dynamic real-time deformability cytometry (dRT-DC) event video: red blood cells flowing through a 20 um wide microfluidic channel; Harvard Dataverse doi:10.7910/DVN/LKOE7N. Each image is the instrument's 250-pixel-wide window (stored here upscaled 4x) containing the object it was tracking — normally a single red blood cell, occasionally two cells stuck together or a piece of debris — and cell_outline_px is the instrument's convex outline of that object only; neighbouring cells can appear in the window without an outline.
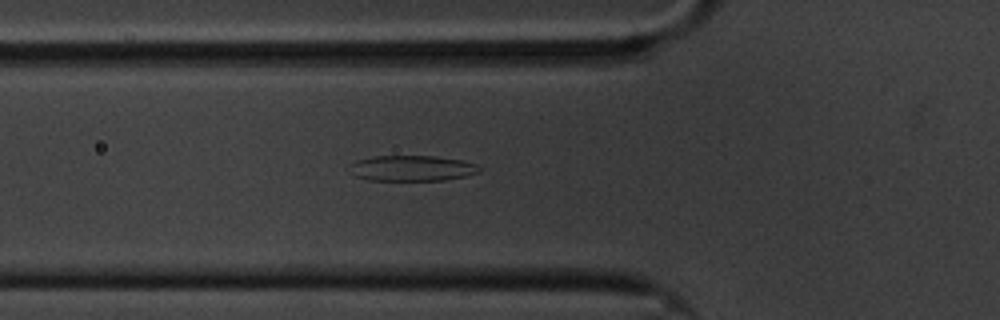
{"species": "common noctule bat (a hibernating species)", "species_latin": "Nyctalus noctula", "temperature_condition": "cold", "stored_images_in_passage": 59, "segment_of_instrument_passage": [1, 2], "camera_frame_rate_fps": 3000, "um_per_image_px": 0.085, "animal": {"sex": "male", "body_mass_g": 20.1, "forearm_length_mm": 53.5}, "frame": {"image": 1, "passage_image": 21, "time_ms": 6.667, "image_size_px": [1000, 320], "cell_outline_px": [[480, 172], [464, 176], [444, 180], [368, 180], [356, 176], [348, 172], [348, 164], [356, 160], [376, 156], [436, 156], [460, 160], [476, 164], [480, 168]], "centroid_in_image_um": [34.95, 14.3], "position_along_channel_um": 90.9, "area_um2": 19.42}}
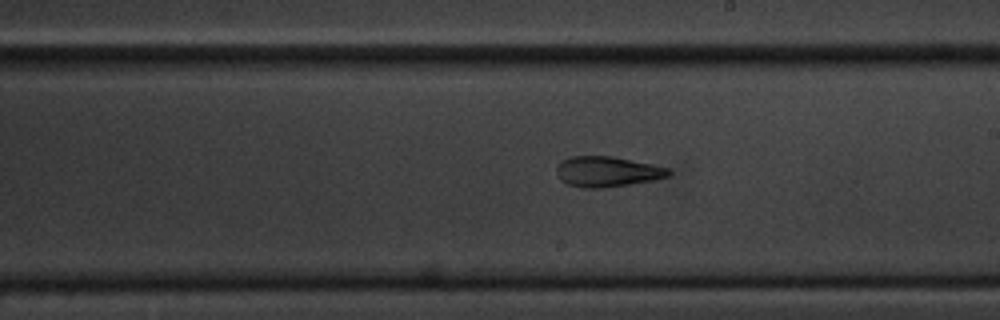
{"frame": {"image": 2, "passage_image": 34, "time_ms": 11.0, "image_size_px": [1000, 320], "cell_outline_px": [[672, 172], [668, 176], [656, 180], [604, 188], [584, 188], [568, 184], [560, 180], [556, 176], [556, 168], [564, 160], [572, 156], [612, 156], [652, 164], [668, 168]], "centroid_in_image_um": [51.62, 14.6], "position_along_channel_um": 237.4, "area_um2": 19.88}}
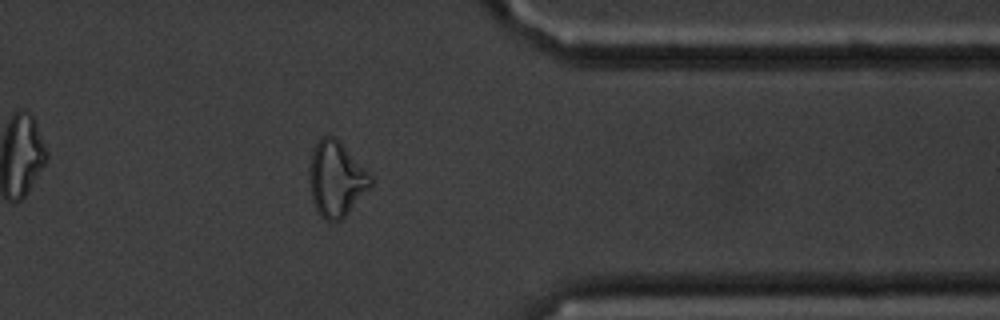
{"frame": {"image": 3, "passage_image": 48, "time_ms": 15.667, "image_size_px": [1000, 320], "cell_outline_px": [[372, 184], [348, 212], [340, 220], [324, 220], [316, 212], [312, 200], [308, 180], [308, 168], [312, 148], [324, 136], [332, 136], [372, 176]], "centroid_in_image_um": [28.51, 15.25], "position_along_channel_um": 382.9, "area_um2": 26.36}}